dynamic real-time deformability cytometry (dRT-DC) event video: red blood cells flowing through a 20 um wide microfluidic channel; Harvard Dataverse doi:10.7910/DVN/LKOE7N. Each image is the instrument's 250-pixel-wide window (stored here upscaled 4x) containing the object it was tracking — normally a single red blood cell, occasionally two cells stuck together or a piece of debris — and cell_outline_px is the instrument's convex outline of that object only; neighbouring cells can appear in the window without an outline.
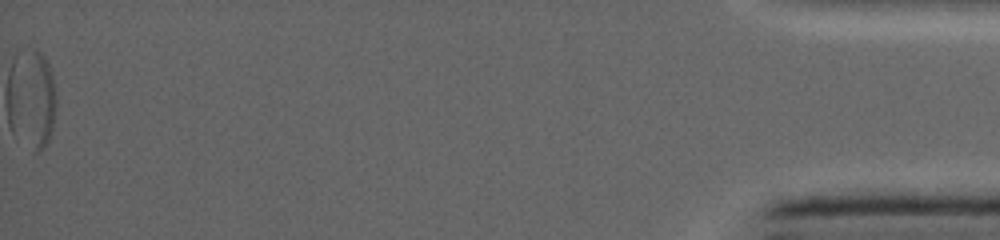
{"species": "common noctule bat (a hibernating species)", "species_latin": "Nyctalus noctula", "temperature_condition": "warm", "stored_images_in_passage": 56, "segment_of_instrument_passage": [2, 2], "camera_frame_rate_fps": 5000, "um_per_image_px": 0.085, "animal": {"sex": "female", "body_mass_g": 19.0, "forearm_length_mm": 53.3}, "frame": {"image": 1, "passage_image": 56, "time_ms": 11.6, "image_size_px": [1000, 240], "cell_outline_px": [[56, 104], [52, 124], [48, 140], [36, 152], [36, 52], [40, 52], [44, 56], [48, 64], [52, 76], [56, 100]], "centroid_in_image_um": [3.74, 8.56], "position_along_channel_um": 431.5, "area_um2": 10.4}}